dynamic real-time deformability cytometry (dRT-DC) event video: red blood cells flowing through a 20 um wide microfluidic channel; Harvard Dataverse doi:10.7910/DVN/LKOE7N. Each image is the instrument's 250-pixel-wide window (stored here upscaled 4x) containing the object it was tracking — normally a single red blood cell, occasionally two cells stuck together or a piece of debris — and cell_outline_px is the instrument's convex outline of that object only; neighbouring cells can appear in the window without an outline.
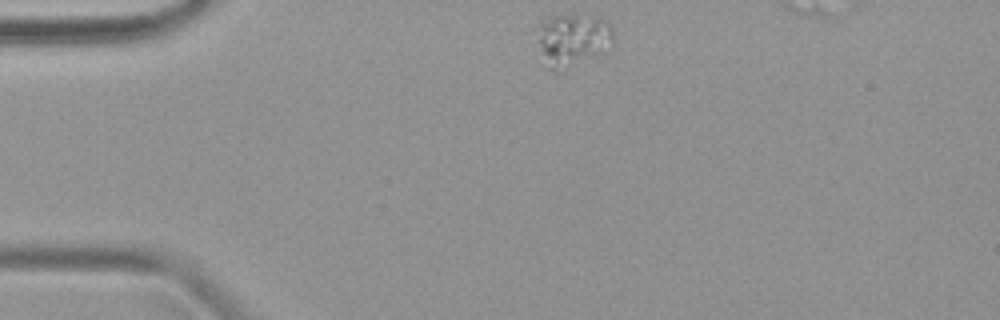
{"species": "common noctule bat (a hibernating species)", "species_latin": "Nyctalus noctula", "temperature_condition": "warm", "stored_images_in_passage": 35, "segment_of_instrument_passage": [1, 2], "camera_frame_rate_fps": 3000, "um_per_image_px": 0.085, "animal": {"sex": "female", "body_mass_g": 19.9}, "frame": {"image": 1, "passage_image": 1, "time_ms": 0.0, "image_size_px": [1000, 320], "cell_outline_px": [[616, 36], [612, 48], [604, 56], [556, 72], [548, 68], [540, 44], [540, 20], [548, 16], [596, 16], [604, 20], [612, 28]], "centroid_in_image_um": [48.81, 3.42], "position_along_channel_um": 36.2, "area_um2": 23.76}}
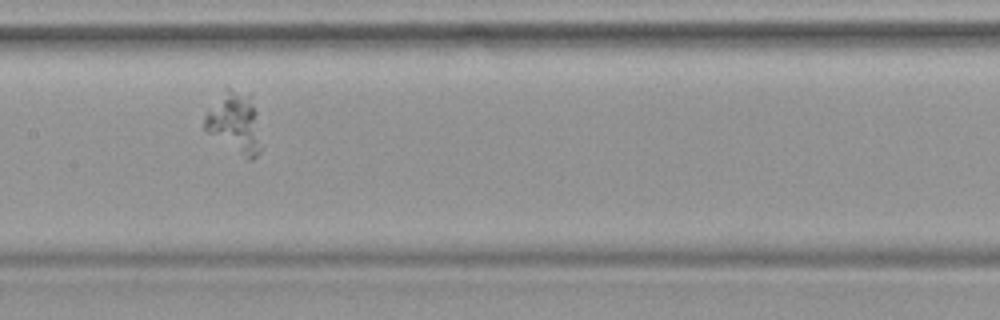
{"frame": {"image": 2, "passage_image": 15, "time_ms": 4.667, "image_size_px": [1000, 320], "cell_outline_px": [[260, 152], [252, 160], [248, 160], [208, 132], [204, 128], [204, 116], [208, 108], [224, 88], [228, 88], [248, 96], [256, 112], [260, 148]], "centroid_in_image_um": [19.91, 10.44], "position_along_channel_um": 187.5, "area_um2": 19.42}}
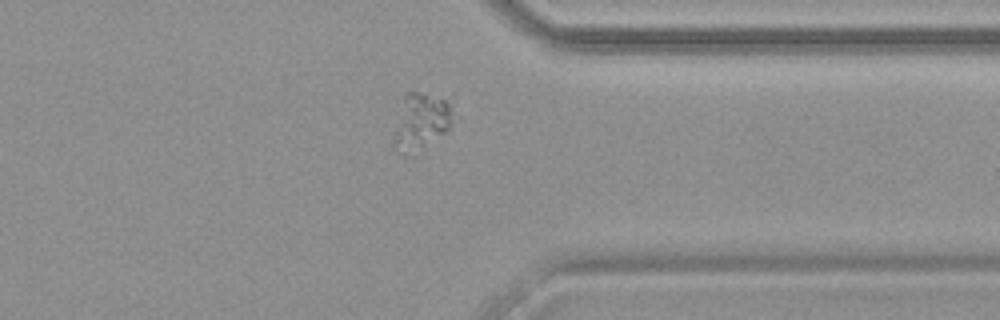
{"frame": {"image": 3, "passage_image": 29, "time_ms": 9.333, "image_size_px": [1000, 320], "cell_outline_px": [[460, 120], [444, 132], [420, 144], [392, 144], [404, 92], [424, 92], [452, 96]], "centroid_in_image_um": [36.06, 9.97], "position_along_channel_um": 375.3, "area_um2": 18.84}}